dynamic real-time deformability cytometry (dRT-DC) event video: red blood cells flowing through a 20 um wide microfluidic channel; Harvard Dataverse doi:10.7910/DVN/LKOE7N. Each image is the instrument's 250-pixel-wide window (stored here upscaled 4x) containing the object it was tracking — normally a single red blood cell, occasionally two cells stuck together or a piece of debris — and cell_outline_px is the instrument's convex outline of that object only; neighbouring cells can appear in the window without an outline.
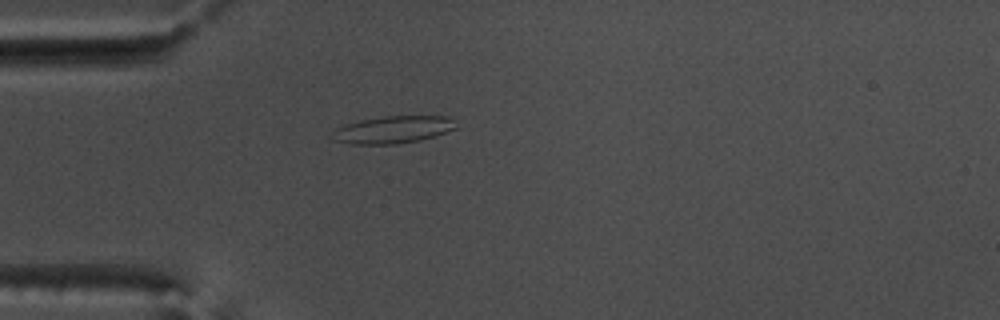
{"species": "common noctule bat (a hibernating species)", "species_latin": "Nyctalus noctula", "temperature_condition": "warm", "stored_images_in_passage": 54, "camera_frame_rate_fps": 3000, "um_per_image_px": 0.085, "animal": {"sex": "male", "body_mass_g": 17.5, "forearm_length_mm": 52.3}, "frame": {"image": 1, "passage_image": 15, "time_ms": 4.667, "image_size_px": [1000, 320], "cell_outline_px": [[460, 128], [420, 140], [396, 144], [348, 144], [332, 140], [332, 132], [336, 128], [344, 124], [360, 120], [384, 116], [448, 116], [456, 120]], "centroid_in_image_um": [33.43, 11.02], "position_along_channel_um": 51.6, "area_um2": 20.06}}
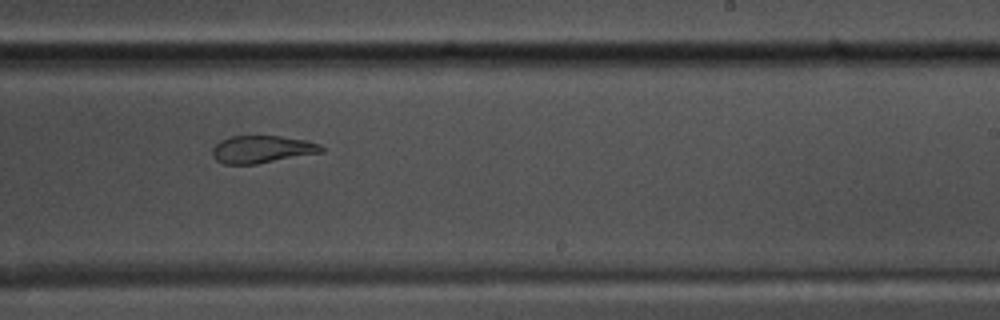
{"frame": {"image": 2, "passage_image": 33, "time_ms": 10.667, "image_size_px": [1000, 320], "cell_outline_px": [[324, 152], [256, 164], [224, 164], [216, 160], [212, 156], [212, 148], [220, 140], [232, 136], [280, 136], [304, 140], [320, 144], [324, 148]], "centroid_in_image_um": [22.26, 12.69], "position_along_channel_um": 266.7, "area_um2": 17.46}}
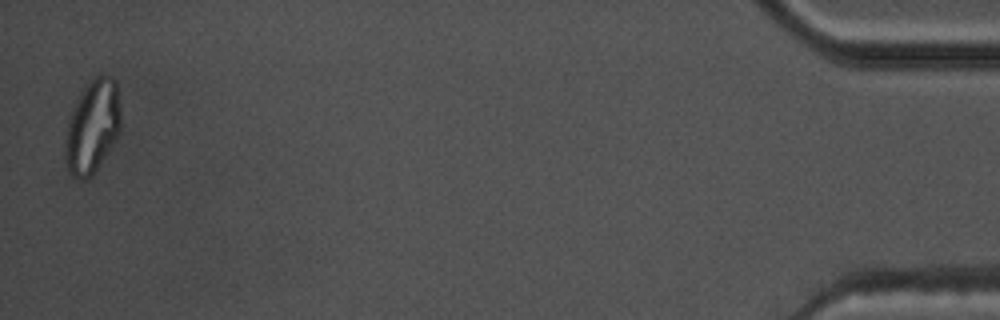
{"frame": {"image": 3, "passage_image": 53, "time_ms": 17.333, "image_size_px": [1000, 320], "cell_outline_px": [[120, 132], [116, 140], [92, 176], [84, 180], [72, 176], [68, 172], [64, 160], [64, 140], [68, 120], [84, 88], [96, 76], [104, 72], [112, 76], [116, 80], [120, 112]], "centroid_in_image_um": [7.85, 10.79], "position_along_channel_um": 427.3, "area_um2": 30.4}, "authors_computed_cell_mechanics": {"area_um2": 22.1374, "velocity_mm_per_s": 3.7657, "shape_relaxation_time_tau1_ms": null, "shape_relaxation_time_tau2_ms": 2.189, "deformation_change_tau1": null, "deformation_change_tau2": 0.0973}}